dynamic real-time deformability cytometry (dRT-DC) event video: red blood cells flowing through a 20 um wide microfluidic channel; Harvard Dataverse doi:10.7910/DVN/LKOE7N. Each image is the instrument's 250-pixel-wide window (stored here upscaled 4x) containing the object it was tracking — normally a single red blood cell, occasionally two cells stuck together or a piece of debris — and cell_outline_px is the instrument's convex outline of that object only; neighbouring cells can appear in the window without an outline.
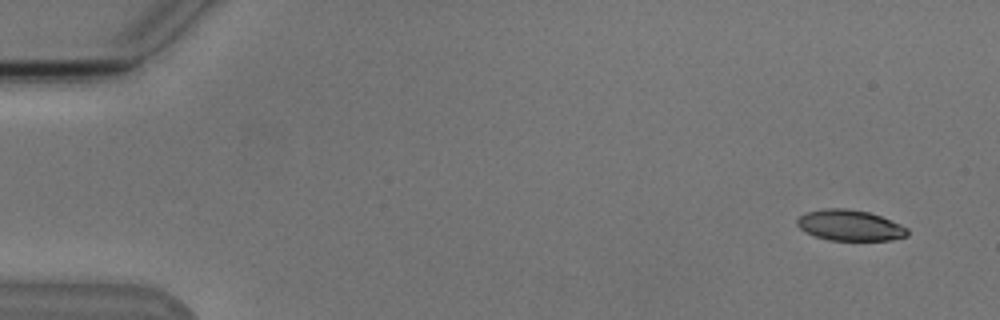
{"species": "Egyptian fruit bat (a non-hibernating species)", "species_latin": "Rousettus aegyptiacus", "temperature_condition": "cold", "stored_images_in_passage": 4, "camera_frame_rate_fps": 3000, "um_per_image_px": 0.085, "animal": {"sex": "male"}, "frame": {"image": 1, "passage_image": 1, "time_ms": 0.0, "image_size_px": [1000, 320], "cell_outline_px": [[908, 236], [888, 240], [828, 240], [816, 236], [800, 228], [796, 224], [796, 220], [800, 216], [808, 212], [824, 208], [848, 208], [868, 212], [880, 216], [900, 224], [908, 228]], "centroid_in_image_um": [72.25, 19.15], "position_along_channel_um": 12.8, "area_um2": 19.65}}